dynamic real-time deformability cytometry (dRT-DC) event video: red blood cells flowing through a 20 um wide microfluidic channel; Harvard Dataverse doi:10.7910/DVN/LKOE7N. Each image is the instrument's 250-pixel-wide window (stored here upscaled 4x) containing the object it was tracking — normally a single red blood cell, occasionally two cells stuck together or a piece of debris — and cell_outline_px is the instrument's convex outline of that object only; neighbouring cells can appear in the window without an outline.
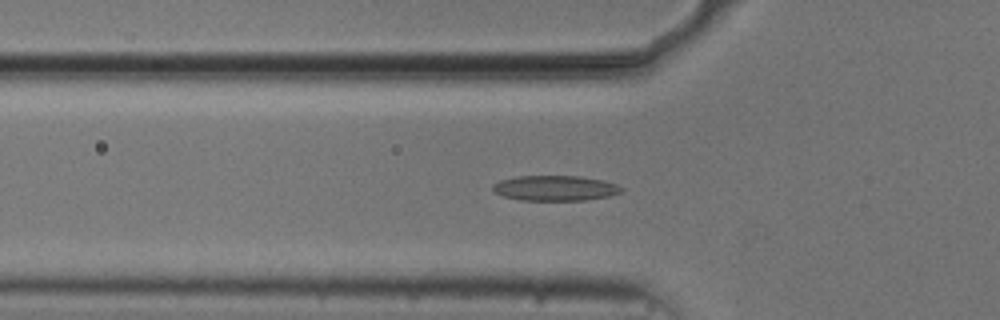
{"species": "common noctule bat (a hibernating species)", "species_latin": "Nyctalus noctula", "temperature_condition": "cold", "stored_images_in_passage": 54, "camera_frame_rate_fps": 3000, "um_per_image_px": 0.085, "animal": {"sex": "male", "body_mass_g": 20.5, "forearm_length_mm": 52.5}, "frame": {"image": 1, "passage_image": 18, "time_ms": 5.667, "image_size_px": [1000, 320], "cell_outline_px": [[624, 188], [620, 192], [608, 196], [584, 200], [520, 200], [504, 196], [492, 192], [492, 184], [500, 180], [516, 176], [576, 176], [600, 180], [616, 184]], "centroid_in_image_um": [47.12, 15.99], "position_along_channel_um": 78.7, "area_um2": 18.79}}
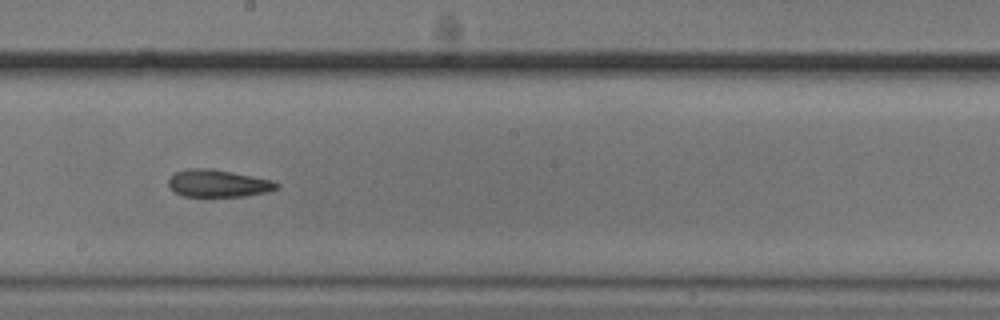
{"frame": {"image": 2, "passage_image": 30, "time_ms": 9.667, "image_size_px": [1000, 320], "cell_outline_px": [[280, 184], [276, 188], [268, 192], [244, 196], [184, 196], [176, 192], [168, 184], [168, 176], [176, 172], [188, 168], [212, 168], [272, 180]], "centroid_in_image_um": [18.52, 15.57], "position_along_channel_um": 229.7, "area_um2": 17.17}}
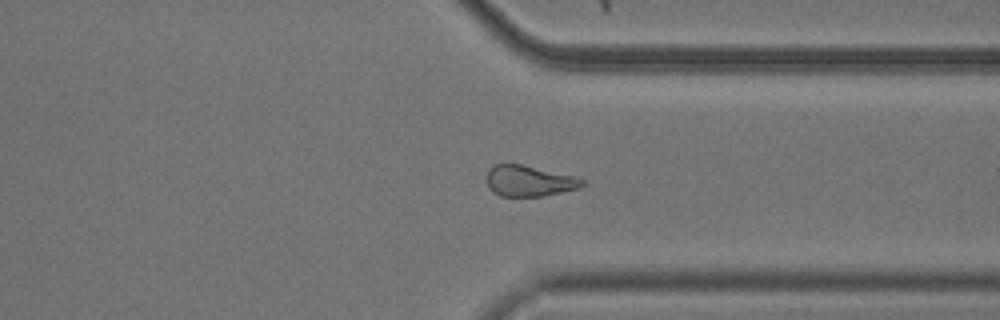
{"frame": {"image": 3, "passage_image": 41, "time_ms": 13.333, "image_size_px": [1000, 320], "cell_outline_px": [[588, 184], [580, 188], [544, 196], [500, 196], [492, 192], [488, 188], [488, 168], [492, 164], [520, 164], [576, 176], [584, 180]], "centroid_in_image_um": [45.01, 15.38], "position_along_channel_um": 366.4, "area_um2": 17.4}}